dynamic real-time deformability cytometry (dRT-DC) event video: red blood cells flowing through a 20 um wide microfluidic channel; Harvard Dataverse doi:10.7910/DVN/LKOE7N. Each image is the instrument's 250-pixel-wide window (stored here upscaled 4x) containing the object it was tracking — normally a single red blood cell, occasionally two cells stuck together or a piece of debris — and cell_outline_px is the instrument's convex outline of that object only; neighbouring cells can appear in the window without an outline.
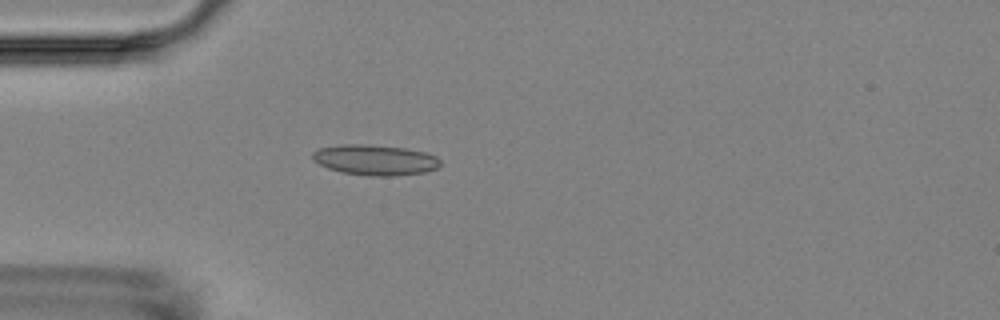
{"species": "Egyptian fruit bat (a non-hibernating species)", "species_latin": "Rousettus aegyptiacus", "temperature_condition": "room temperature", "stored_images_in_passage": 4, "camera_frame_rate_fps": 3000, "um_per_image_px": 0.085, "animal": {"sex": "female"}, "frame": {"image": 1, "passage_image": 4, "time_ms": 4.333, "image_size_px": [1000, 320], "cell_outline_px": [[440, 164], [436, 168], [424, 172], [392, 176], [372, 176], [344, 172], [328, 168], [312, 160], [312, 152], [320, 148], [340, 144], [368, 144], [404, 148], [424, 152], [436, 156], [440, 160]], "centroid_in_image_um": [31.86, 13.58], "position_along_channel_um": 53.1, "area_um2": 22.54}}